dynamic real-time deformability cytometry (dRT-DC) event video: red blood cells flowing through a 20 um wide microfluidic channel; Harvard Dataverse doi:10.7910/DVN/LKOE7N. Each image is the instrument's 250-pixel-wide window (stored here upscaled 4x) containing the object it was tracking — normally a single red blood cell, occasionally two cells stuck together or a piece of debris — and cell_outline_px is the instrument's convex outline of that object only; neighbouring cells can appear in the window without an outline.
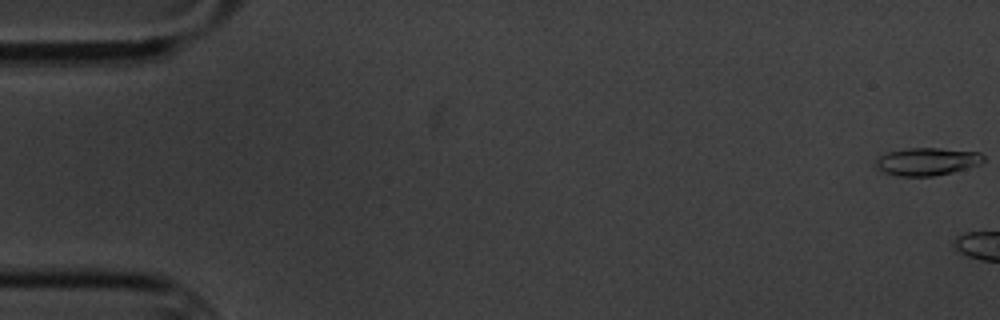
{"species": "common noctule bat (a hibernating species)", "species_latin": "Nyctalus noctula", "temperature_condition": "cold", "stored_images_in_passage": 6, "camera_frame_rate_fps": 3000, "um_per_image_px": 0.085, "animal": {"sex": "male", "body_mass_g": 20.1, "forearm_length_mm": 53.5}, "frame": {"image": 1, "passage_image": 1, "time_ms": 0.0, "image_size_px": [1000, 320], "cell_outline_px": [[984, 160], [980, 164], [952, 172], [932, 176], [900, 176], [884, 172], [876, 168], [876, 160], [880, 156], [888, 152], [908, 148], [940, 148], [980, 152], [984, 156]], "centroid_in_image_um": [78.81, 13.72], "position_along_channel_um": 6.2, "area_um2": 17.28}}
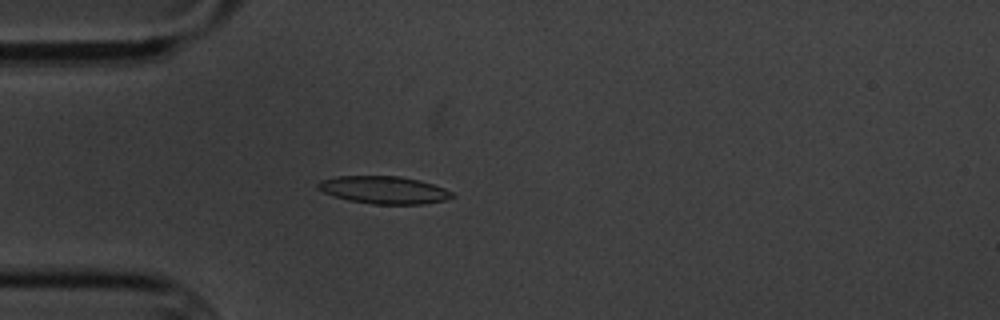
{"frame": {"image": 2, "passage_image": 6, "time_ms": 6.667, "image_size_px": [1000, 320], "cell_outline_px": [[456, 196], [444, 200], [424, 204], [372, 204], [348, 200], [324, 192], [316, 188], [316, 184], [320, 180], [336, 176], [400, 176], [420, 180], [444, 188], [452, 192]], "centroid_in_image_um": [32.63, 16.14], "position_along_channel_um": 52.4, "area_um2": 21.56}}